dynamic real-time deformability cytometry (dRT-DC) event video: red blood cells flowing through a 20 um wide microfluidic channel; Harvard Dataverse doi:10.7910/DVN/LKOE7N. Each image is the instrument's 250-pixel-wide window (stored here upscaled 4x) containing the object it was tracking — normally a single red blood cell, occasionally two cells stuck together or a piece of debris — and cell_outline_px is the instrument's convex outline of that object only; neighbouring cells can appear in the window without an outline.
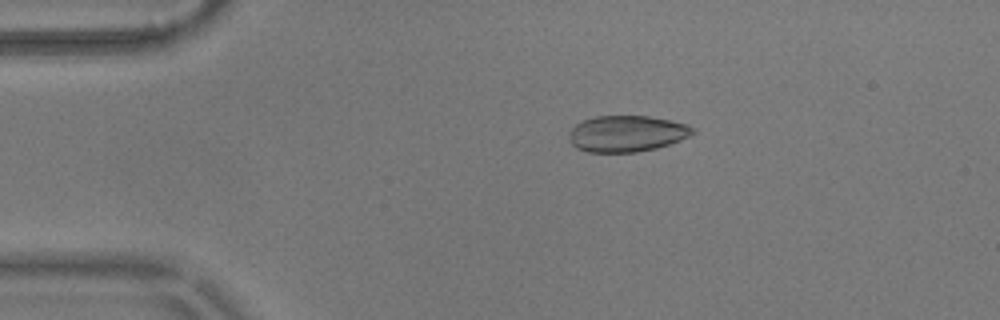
{"species": "common noctule bat (a hibernating species)", "species_latin": "Nyctalus noctula", "temperature_condition": "warm", "stored_images_in_passage": 46, "camera_frame_rate_fps": 3000, "um_per_image_px": 0.085, "animal": {"sex": "male", "body_mass_g": 17.9}, "frame": {"image": 1, "passage_image": 1, "time_ms": 0.0, "image_size_px": [1000, 320], "cell_outline_px": [[696, 132], [680, 140], [656, 148], [636, 152], [588, 152], [576, 148], [568, 140], [568, 136], [572, 128], [576, 124], [584, 120], [596, 116], [648, 116], [688, 124], [696, 128]], "centroid_in_image_um": [53.27, 11.36], "position_along_channel_um": 31.7, "area_um2": 26.13}}
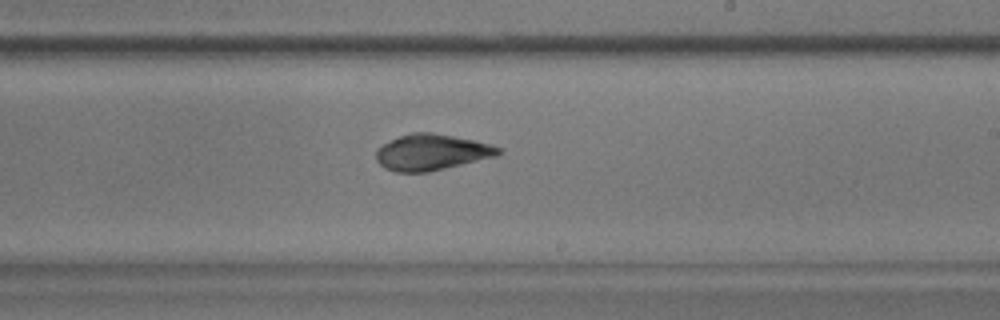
{"frame": {"image": 2, "passage_image": 23, "time_ms": 7.333, "image_size_px": [1000, 320], "cell_outline_px": [[500, 152], [496, 156], [428, 172], [396, 172], [384, 168], [376, 160], [376, 152], [384, 144], [400, 136], [412, 132], [432, 132], [472, 140], [488, 144], [500, 148]], "centroid_in_image_um": [36.65, 12.95], "position_along_channel_um": 252.4, "area_um2": 25.2}}
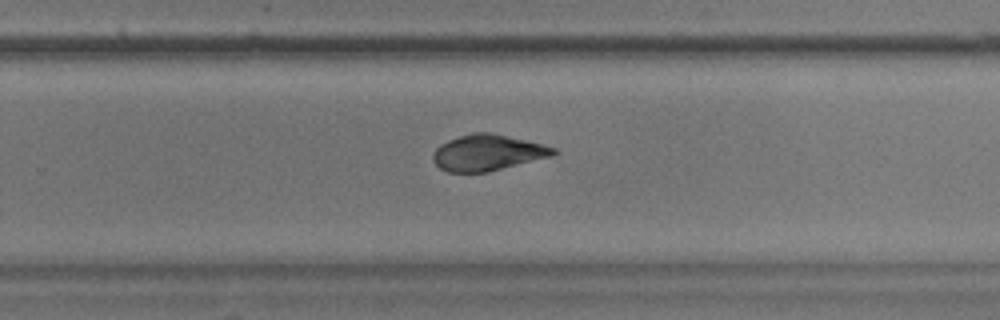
{"frame": {"image": 3, "passage_image": 26, "time_ms": 8.333, "image_size_px": [1000, 320], "cell_outline_px": [[556, 152], [552, 156], [488, 172], [448, 172], [440, 168], [432, 160], [432, 156], [436, 148], [440, 144], [448, 140], [472, 132], [492, 132], [556, 148]], "centroid_in_image_um": [41.41, 12.98], "position_along_channel_um": 288.4, "area_um2": 25.09}, "authors_computed_cell_mechanics": {"area_um2": 26.1834, "velocity_mm_per_s": 3.6329, "shape_relaxation_time_tau1_ms": 3.8955, "shape_relaxation_time_tau2_ms": 1.5781, "deformation_change_tau1": 0.1151, "deformation_change_tau2": 0.05}}